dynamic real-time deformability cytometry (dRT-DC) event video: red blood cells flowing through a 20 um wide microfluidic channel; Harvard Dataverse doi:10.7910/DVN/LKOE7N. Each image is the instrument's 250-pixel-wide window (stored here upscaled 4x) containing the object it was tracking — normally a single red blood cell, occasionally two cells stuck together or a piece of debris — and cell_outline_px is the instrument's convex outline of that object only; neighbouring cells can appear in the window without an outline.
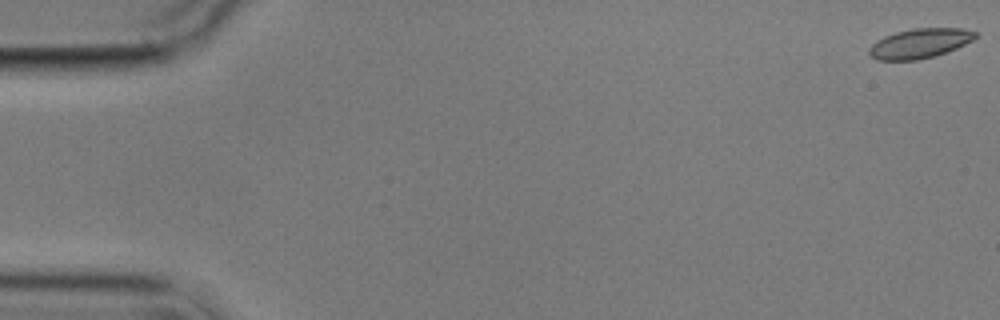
{"species": "common noctule bat (a hibernating species)", "species_latin": "Nyctalus noctula", "temperature_condition": "cold", "stored_images_in_passage": 9, "camera_frame_rate_fps": 3000, "um_per_image_px": 0.085, "animal": {"sex": "male", "body_mass_g": 17.9}, "frame": {"image": 1, "passage_image": 1, "time_ms": 0.0, "image_size_px": [1000, 320], "cell_outline_px": [[976, 36], [972, 40], [956, 48], [936, 56], [916, 60], [876, 60], [868, 52], [868, 48], [876, 40], [884, 36], [896, 32], [912, 28], [964, 28], [976, 32]], "centroid_in_image_um": [78.15, 3.68], "position_along_channel_um": 6.9, "area_um2": 18.38}}
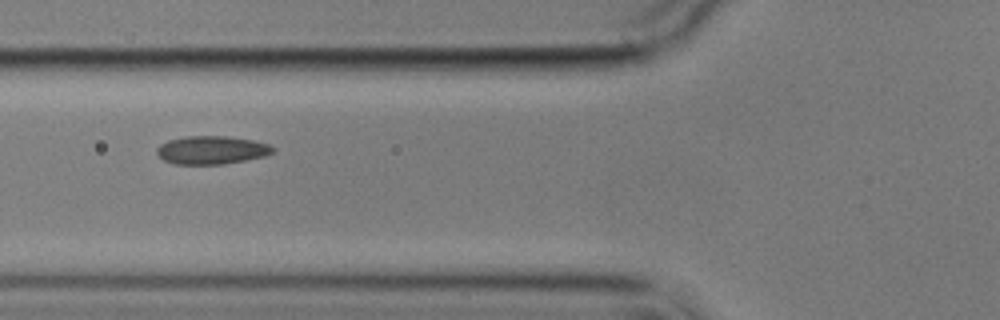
{"frame": {"image": 2, "passage_image": 7, "time_ms": 7.0, "image_size_px": [1000, 320], "cell_outline_px": [[276, 148], [272, 152], [264, 156], [224, 164], [176, 164], [164, 160], [156, 152], [156, 148], [160, 144], [168, 140], [188, 136], [224, 136], [252, 140], [268, 144]], "centroid_in_image_um": [17.97, 12.75], "position_along_channel_um": 107.8, "area_um2": 18.9}}
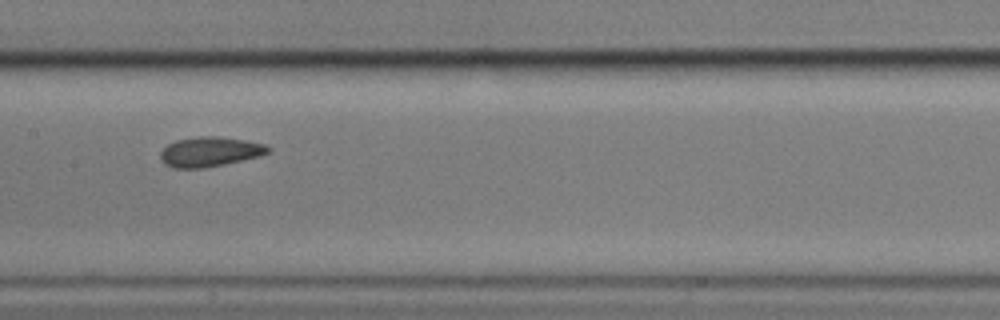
{"frame": {"image": 3, "passage_image": 9, "time_ms": 9.333, "image_size_px": [1000, 320], "cell_outline_px": [[272, 148], [268, 152], [260, 156], [224, 164], [204, 168], [172, 168], [164, 164], [160, 160], [160, 152], [168, 144], [176, 140], [200, 136], [216, 136], [244, 140], [264, 144]], "centroid_in_image_um": [17.81, 12.9], "position_along_channel_um": 189.6, "area_um2": 18.67}}